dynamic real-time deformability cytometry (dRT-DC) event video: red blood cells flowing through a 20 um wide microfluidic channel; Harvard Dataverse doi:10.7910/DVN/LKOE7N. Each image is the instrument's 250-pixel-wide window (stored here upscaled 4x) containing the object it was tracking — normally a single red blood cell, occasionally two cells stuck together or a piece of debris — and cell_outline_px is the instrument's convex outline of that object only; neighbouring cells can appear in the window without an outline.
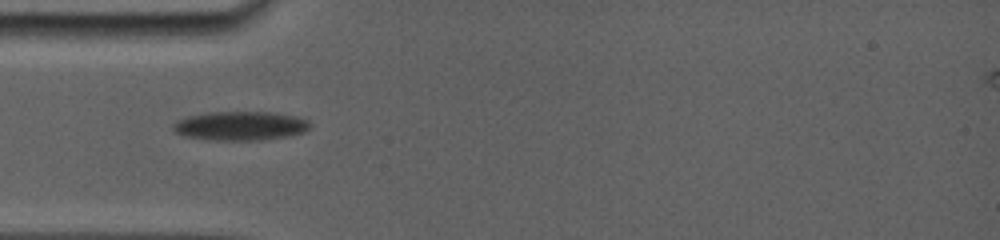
{"species": "common noctule bat (a hibernating species)", "species_latin": "Nyctalus noctula", "temperature_condition": "room temperature", "stored_images_in_passage": 34, "camera_frame_rate_fps": 5000, "um_per_image_px": 0.085, "animal": {"sex": "female", "body_mass_g": 19.0, "forearm_length_mm": 56.7}, "frame": {"image": 1, "passage_image": 1, "time_ms": 0.0, "image_size_px": [1000, 240], "cell_outline_px": [[308, 128], [304, 132], [288, 136], [260, 140], [208, 140], [184, 136], [176, 132], [172, 128], [172, 124], [176, 120], [184, 116], [208, 112], [268, 112], [296, 116], [308, 120]], "centroid_in_image_um": [20.36, 10.69], "position_along_channel_um": 64.6, "area_um2": 23.24}}
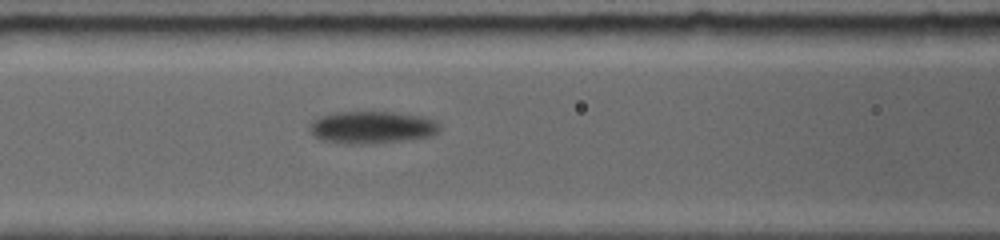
{"frame": {"image": 2, "passage_image": 11, "time_ms": 2.0, "image_size_px": [1000, 240], "cell_outline_px": [[440, 128], [432, 136], [404, 140], [372, 144], [348, 144], [320, 140], [308, 128], [308, 124], [312, 120], [320, 116], [336, 112], [392, 112], [420, 116], [436, 120], [440, 124]], "centroid_in_image_um": [31.59, 10.83], "position_along_channel_um": 135.0, "area_um2": 24.62}}
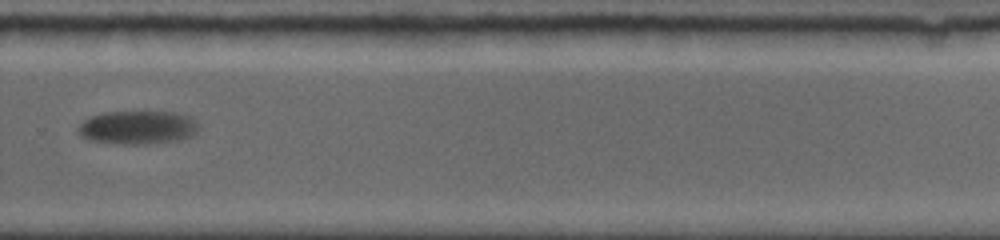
{"frame": {"image": 3, "passage_image": 34, "time_ms": 7.2, "image_size_px": [1000, 240], "cell_outline_px": [[200, 128], [196, 132], [180, 140], [144, 144], [120, 144], [88, 140], [80, 136], [76, 128], [84, 120], [92, 116], [104, 112], [176, 112], [192, 116]], "centroid_in_image_um": [11.7, 10.83], "position_along_channel_um": 318.1, "area_um2": 23.64}}